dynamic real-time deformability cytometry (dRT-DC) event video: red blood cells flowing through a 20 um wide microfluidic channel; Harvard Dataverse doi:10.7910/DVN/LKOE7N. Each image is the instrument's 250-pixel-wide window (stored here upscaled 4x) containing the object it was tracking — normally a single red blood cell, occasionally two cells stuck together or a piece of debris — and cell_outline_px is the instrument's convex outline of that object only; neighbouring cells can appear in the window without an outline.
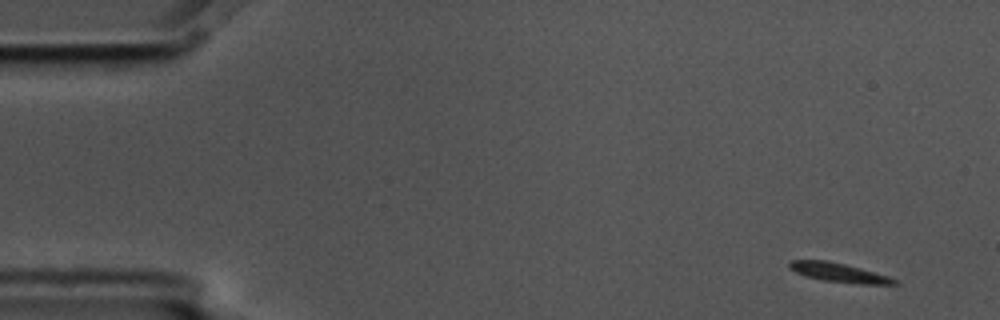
{"species": "common noctule bat (a hibernating species)", "species_latin": "Nyctalus noctula", "temperature_condition": "cold", "stored_images_in_passage": 7, "camera_frame_rate_fps": 3000, "um_per_image_px": 0.085, "animal": {"sex": "male", "body_mass_g": 17.5, "forearm_length_mm": 52.3}, "frame": {"image": 1, "passage_image": 1, "time_ms": 0.0, "image_size_px": [1000, 320], "cell_outline_px": [[900, 284], [860, 284], [824, 280], [804, 276], [788, 268], [788, 264], [792, 260], [828, 260], [860, 268], [888, 276], [900, 280]], "centroid_in_image_um": [71.32, 23.17], "position_along_channel_um": 13.7, "area_um2": 11.68}}
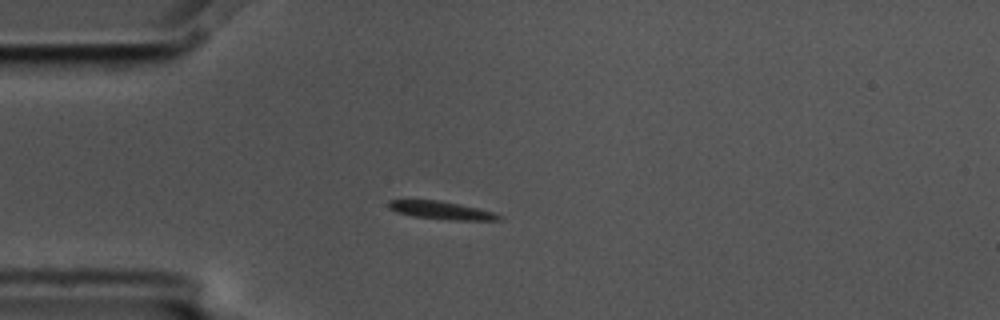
{"frame": {"image": 2, "passage_image": 4, "time_ms": 1.0, "image_size_px": [1000, 320], "cell_outline_px": [[504, 216], [500, 220], [448, 220], [412, 216], [396, 212], [388, 208], [388, 200], [440, 200], [476, 208], [492, 212]], "centroid_in_image_um": [37.49, 17.88], "position_along_channel_um": 47.5, "area_um2": 11.5}}